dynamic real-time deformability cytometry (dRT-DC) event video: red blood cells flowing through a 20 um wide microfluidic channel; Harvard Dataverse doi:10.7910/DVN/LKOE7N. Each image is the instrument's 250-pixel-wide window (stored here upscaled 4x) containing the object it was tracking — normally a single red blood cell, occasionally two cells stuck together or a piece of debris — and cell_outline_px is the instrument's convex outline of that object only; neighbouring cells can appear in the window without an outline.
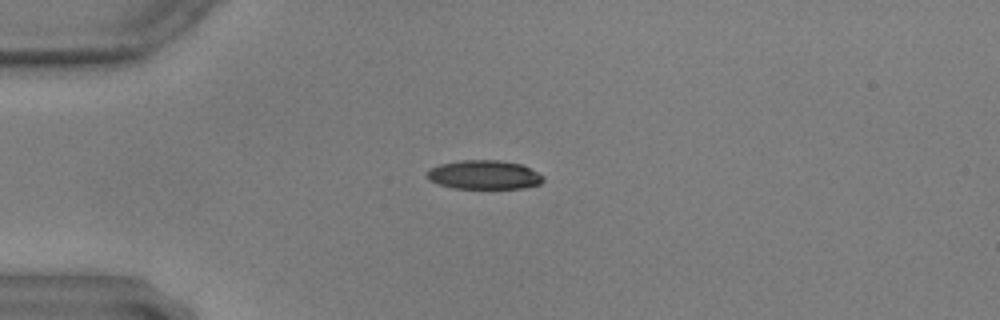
{"species": "common noctule bat (a hibernating species)", "species_latin": "Nyctalus noctula", "temperature_condition": "warm", "stored_images_in_passage": 44, "camera_frame_rate_fps": 3000, "um_per_image_px": 0.085, "animal": {"sex": "male", "body_mass_g": 17.9, "forearm_length_mm": 54.2}, "frame": {"image": 1, "passage_image": 1, "time_ms": 0.0, "image_size_px": [1000, 320], "cell_outline_px": [[544, 180], [540, 184], [524, 188], [452, 188], [428, 180], [424, 176], [424, 172], [440, 164], [460, 160], [496, 160], [524, 164], [544, 176]], "centroid_in_image_um": [41.14, 14.85], "position_along_channel_um": 43.9, "area_um2": 19.83}}
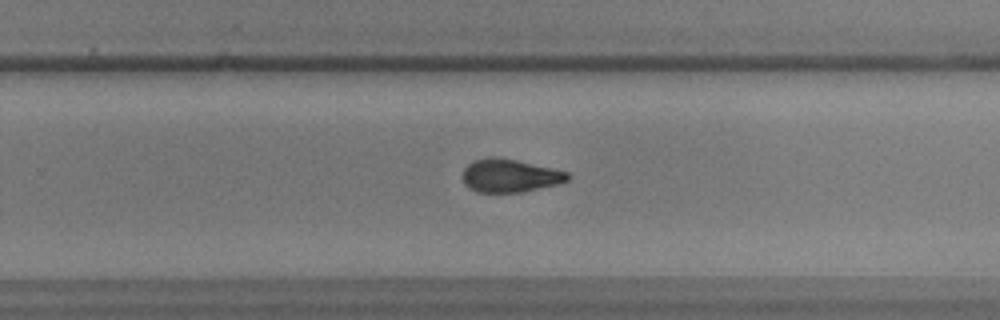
{"frame": {"image": 2, "passage_image": 24, "time_ms": 7.667, "image_size_px": [1000, 320], "cell_outline_px": [[572, 176], [568, 180], [560, 184], [524, 192], [476, 192], [468, 188], [464, 184], [464, 168], [472, 160], [488, 156], [496, 156], [516, 160], [552, 168], [568, 172]], "centroid_in_image_um": [43.35, 14.93], "position_along_channel_um": 286.4, "area_um2": 20.58}}
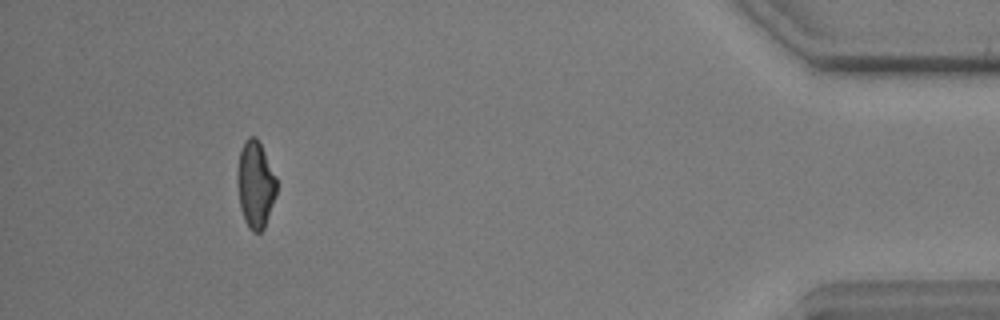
{"frame": {"image": 3, "passage_image": 40, "time_ms": 13.0, "image_size_px": [1000, 320], "cell_outline_px": [[276, 196], [264, 228], [260, 232], [252, 232], [248, 228], [244, 220], [240, 208], [236, 180], [236, 172], [240, 148], [244, 140], [248, 136], [256, 136], [276, 176]], "centroid_in_image_um": [21.68, 15.68], "position_along_channel_um": 413.5, "area_um2": 20.17}}